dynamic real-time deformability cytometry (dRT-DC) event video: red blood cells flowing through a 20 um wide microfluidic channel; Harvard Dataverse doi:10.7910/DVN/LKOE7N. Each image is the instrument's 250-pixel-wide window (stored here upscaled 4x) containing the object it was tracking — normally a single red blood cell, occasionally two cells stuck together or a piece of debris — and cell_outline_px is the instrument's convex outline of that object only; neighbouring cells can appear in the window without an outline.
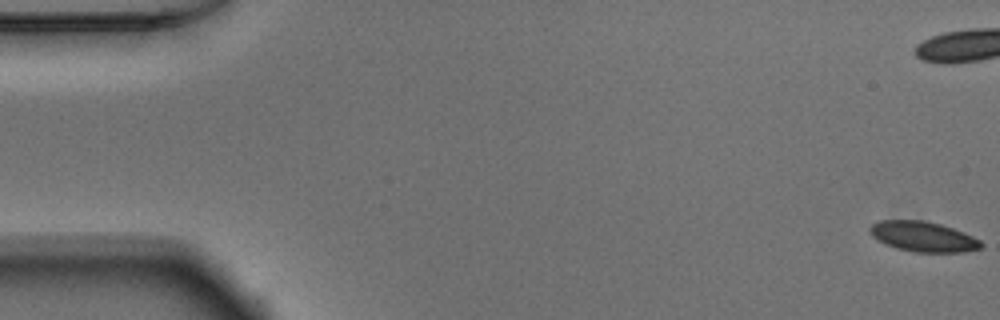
{"species": "Egyptian fruit bat (a non-hibernating species)", "species_latin": "Rousettus aegyptiacus", "temperature_condition": "warm", "stored_images_in_passage": 54, "camera_frame_rate_fps": 3000, "um_per_image_px": 0.085, "animal": {"sex": "male"}, "frame": {"image": 1, "passage_image": 1, "time_ms": 0.0, "image_size_px": [1000, 320], "cell_outline_px": [[984, 244], [980, 248], [964, 252], [916, 252], [896, 248], [884, 244], [872, 236], [868, 232], [868, 228], [876, 220], [924, 220], [940, 224], [964, 232], [980, 240]], "centroid_in_image_um": [78.43, 20.1], "position_along_channel_um": 6.6, "area_um2": 19.71}, "authors_computed_cell_mechanics": {"area_um2": 20.2589, "velocity_mm_per_s": 3.8607, "shape_relaxation_time_tau1_ms": 2.0432, "shape_relaxation_time_tau2_ms": null, "deformation_change_tau1": 0.0791, "deformation_change_tau2": null}}